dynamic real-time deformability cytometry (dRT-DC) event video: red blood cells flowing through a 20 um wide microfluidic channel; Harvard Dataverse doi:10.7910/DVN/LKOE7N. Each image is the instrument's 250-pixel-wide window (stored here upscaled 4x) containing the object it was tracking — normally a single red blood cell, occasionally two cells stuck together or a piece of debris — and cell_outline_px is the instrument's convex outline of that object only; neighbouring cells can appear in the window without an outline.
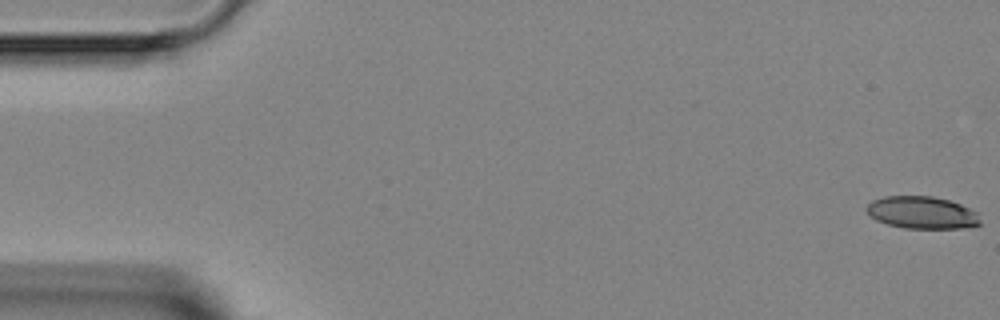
{"species": "Egyptian fruit bat (a non-hibernating species)", "species_latin": "Rousettus aegyptiacus", "temperature_condition": "room temperature", "stored_images_in_passage": 6, "camera_frame_rate_fps": 3000, "um_per_image_px": 0.085, "animal": {"sex": "female"}, "frame": {"image": 1, "passage_image": 1, "time_ms": 0.0, "image_size_px": [1000, 320], "cell_outline_px": [[980, 224], [972, 228], [904, 228], [888, 224], [876, 220], [864, 208], [872, 200], [884, 196], [932, 196], [948, 200], [960, 204], [976, 212], [980, 220]], "centroid_in_image_um": [78.37, 18.07], "position_along_channel_um": 6.6, "area_um2": 21.39}}
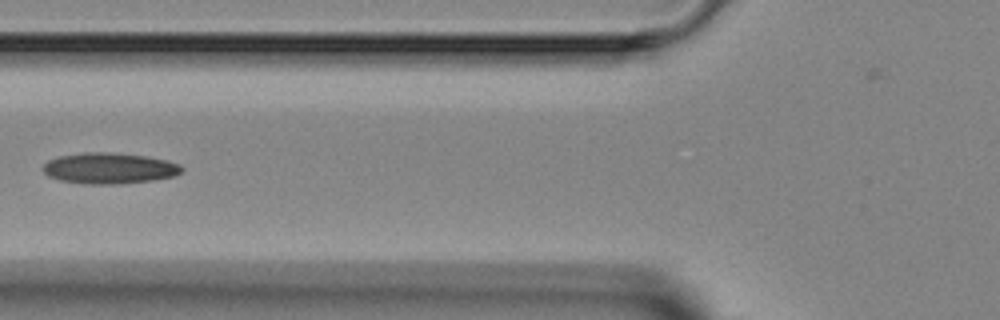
{"frame": {"image": 2, "passage_image": 5, "time_ms": 6.0, "image_size_px": [1000, 320], "cell_outline_px": [[184, 168], [176, 176], [152, 180], [120, 184], [88, 184], [60, 180], [48, 176], [40, 168], [48, 160], [60, 156], [84, 152], [108, 152], [144, 156], [164, 160], [180, 164]], "centroid_in_image_um": [9.27, 14.3], "position_along_channel_um": 116.5, "area_um2": 24.97}}
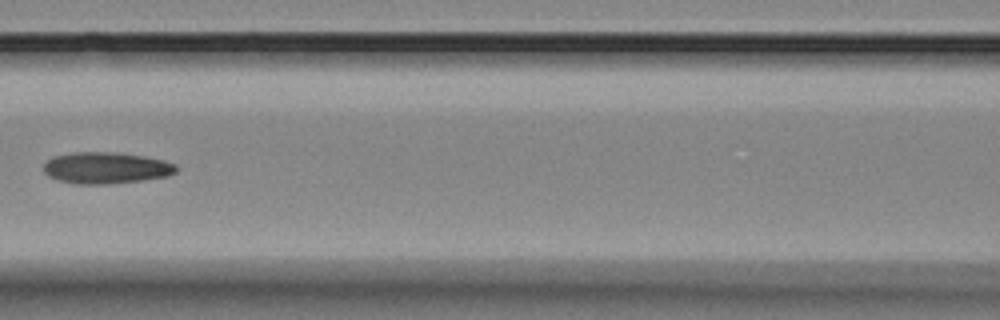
{"frame": {"image": 3, "passage_image": 6, "time_ms": 7.0, "image_size_px": [1000, 320], "cell_outline_px": [[176, 172], [168, 176], [144, 180], [108, 184], [76, 184], [56, 180], [48, 176], [44, 172], [44, 164], [52, 156], [72, 152], [116, 152], [144, 156], [164, 160], [176, 164]], "centroid_in_image_um": [9.0, 14.27], "position_along_channel_um": 157.6, "area_um2": 24.57}}